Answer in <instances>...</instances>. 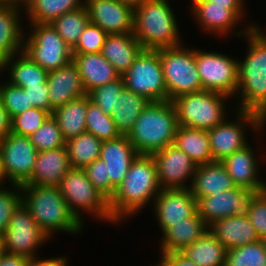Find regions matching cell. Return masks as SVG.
Segmentation results:
<instances>
[{"mask_svg":"<svg viewBox=\"0 0 266 266\" xmlns=\"http://www.w3.org/2000/svg\"><path fill=\"white\" fill-rule=\"evenodd\" d=\"M160 191L154 158L152 155H138L109 201L111 218L119 225L126 217L129 219L147 204L154 202L151 200H154Z\"/></svg>","mask_w":266,"mask_h":266,"instance_id":"obj_1","label":"cell"},{"mask_svg":"<svg viewBox=\"0 0 266 266\" xmlns=\"http://www.w3.org/2000/svg\"><path fill=\"white\" fill-rule=\"evenodd\" d=\"M265 32L257 26L242 37L246 38L248 48L244 60H238V90L235 97L240 103L235 109L258 113L266 120Z\"/></svg>","mask_w":266,"mask_h":266,"instance_id":"obj_2","label":"cell"},{"mask_svg":"<svg viewBox=\"0 0 266 266\" xmlns=\"http://www.w3.org/2000/svg\"><path fill=\"white\" fill-rule=\"evenodd\" d=\"M21 188L23 205L48 237L57 231L73 236L83 231V223L70 211L58 187L21 185Z\"/></svg>","mask_w":266,"mask_h":266,"instance_id":"obj_3","label":"cell"},{"mask_svg":"<svg viewBox=\"0 0 266 266\" xmlns=\"http://www.w3.org/2000/svg\"><path fill=\"white\" fill-rule=\"evenodd\" d=\"M178 127L172 101H150L126 136L139 155H152L174 143Z\"/></svg>","mask_w":266,"mask_h":266,"instance_id":"obj_4","label":"cell"},{"mask_svg":"<svg viewBox=\"0 0 266 266\" xmlns=\"http://www.w3.org/2000/svg\"><path fill=\"white\" fill-rule=\"evenodd\" d=\"M177 22L168 0H145L134 8L132 33L143 49L176 47L182 44Z\"/></svg>","mask_w":266,"mask_h":266,"instance_id":"obj_5","label":"cell"},{"mask_svg":"<svg viewBox=\"0 0 266 266\" xmlns=\"http://www.w3.org/2000/svg\"><path fill=\"white\" fill-rule=\"evenodd\" d=\"M58 188L70 211L83 225L85 221L81 212L84 211L93 218L116 224L111 218L109 201L91 184L84 168L71 167Z\"/></svg>","mask_w":266,"mask_h":266,"instance_id":"obj_6","label":"cell"},{"mask_svg":"<svg viewBox=\"0 0 266 266\" xmlns=\"http://www.w3.org/2000/svg\"><path fill=\"white\" fill-rule=\"evenodd\" d=\"M230 97L202 90L178 96L172 100L179 126L209 130L222 123L227 117L225 101Z\"/></svg>","mask_w":266,"mask_h":266,"instance_id":"obj_7","label":"cell"},{"mask_svg":"<svg viewBox=\"0 0 266 266\" xmlns=\"http://www.w3.org/2000/svg\"><path fill=\"white\" fill-rule=\"evenodd\" d=\"M157 51L160 55L169 101L184 94L203 90L196 67L194 47L190 49L179 45Z\"/></svg>","mask_w":266,"mask_h":266,"instance_id":"obj_8","label":"cell"},{"mask_svg":"<svg viewBox=\"0 0 266 266\" xmlns=\"http://www.w3.org/2000/svg\"><path fill=\"white\" fill-rule=\"evenodd\" d=\"M30 34L24 35L23 52L47 72L72 61V49L50 23H29Z\"/></svg>","mask_w":266,"mask_h":266,"instance_id":"obj_9","label":"cell"},{"mask_svg":"<svg viewBox=\"0 0 266 266\" xmlns=\"http://www.w3.org/2000/svg\"><path fill=\"white\" fill-rule=\"evenodd\" d=\"M235 111H237L236 120L230 121L226 118L213 129L207 130L213 161L221 162L225 157L249 144L246 140L247 126L256 134L264 130L266 120L260 114L244 110Z\"/></svg>","mask_w":266,"mask_h":266,"instance_id":"obj_10","label":"cell"},{"mask_svg":"<svg viewBox=\"0 0 266 266\" xmlns=\"http://www.w3.org/2000/svg\"><path fill=\"white\" fill-rule=\"evenodd\" d=\"M122 78L127 89L146 97L149 101L168 100L160 55L157 50L143 49Z\"/></svg>","mask_w":266,"mask_h":266,"instance_id":"obj_11","label":"cell"},{"mask_svg":"<svg viewBox=\"0 0 266 266\" xmlns=\"http://www.w3.org/2000/svg\"><path fill=\"white\" fill-rule=\"evenodd\" d=\"M237 60L223 53L196 48L195 61L203 90L235 98L238 90Z\"/></svg>","mask_w":266,"mask_h":266,"instance_id":"obj_12","label":"cell"},{"mask_svg":"<svg viewBox=\"0 0 266 266\" xmlns=\"http://www.w3.org/2000/svg\"><path fill=\"white\" fill-rule=\"evenodd\" d=\"M5 251L30 260L39 259L37 250L51 238L38 226L28 209L21 203L10 217L3 234Z\"/></svg>","mask_w":266,"mask_h":266,"instance_id":"obj_13","label":"cell"},{"mask_svg":"<svg viewBox=\"0 0 266 266\" xmlns=\"http://www.w3.org/2000/svg\"><path fill=\"white\" fill-rule=\"evenodd\" d=\"M256 188L235 187L197 200V213L210 226L213 222L232 215H247L255 197Z\"/></svg>","mask_w":266,"mask_h":266,"instance_id":"obj_14","label":"cell"},{"mask_svg":"<svg viewBox=\"0 0 266 266\" xmlns=\"http://www.w3.org/2000/svg\"><path fill=\"white\" fill-rule=\"evenodd\" d=\"M2 167L9 186L23 185L31 176L38 151L28 136L10 132L0 141Z\"/></svg>","mask_w":266,"mask_h":266,"instance_id":"obj_15","label":"cell"},{"mask_svg":"<svg viewBox=\"0 0 266 266\" xmlns=\"http://www.w3.org/2000/svg\"><path fill=\"white\" fill-rule=\"evenodd\" d=\"M152 157L156 163L157 178L161 189L190 188L197 165L186 153L172 144L153 153ZM187 180L191 181L190 185Z\"/></svg>","mask_w":266,"mask_h":266,"instance_id":"obj_16","label":"cell"},{"mask_svg":"<svg viewBox=\"0 0 266 266\" xmlns=\"http://www.w3.org/2000/svg\"><path fill=\"white\" fill-rule=\"evenodd\" d=\"M191 6V13L194 16V20L201 26L200 29L202 31H206L205 33L209 32L210 35L225 36L233 31L231 34H235V37L240 38L250 29L259 26L255 23L254 25L251 23L252 25L248 24L249 26H244L245 29L242 28L241 30L240 28V30L236 32L237 24L239 25L242 19L232 9L227 8L226 5H219L208 0H200L191 3Z\"/></svg>","mask_w":266,"mask_h":266,"instance_id":"obj_17","label":"cell"},{"mask_svg":"<svg viewBox=\"0 0 266 266\" xmlns=\"http://www.w3.org/2000/svg\"><path fill=\"white\" fill-rule=\"evenodd\" d=\"M139 154L126 135L102 142L99 158L106 164V199L113 197L124 180L131 163Z\"/></svg>","mask_w":266,"mask_h":266,"instance_id":"obj_18","label":"cell"},{"mask_svg":"<svg viewBox=\"0 0 266 266\" xmlns=\"http://www.w3.org/2000/svg\"><path fill=\"white\" fill-rule=\"evenodd\" d=\"M152 206L161 232L164 233L174 223L192 217L197 212V200L187 189H161Z\"/></svg>","mask_w":266,"mask_h":266,"instance_id":"obj_19","label":"cell"},{"mask_svg":"<svg viewBox=\"0 0 266 266\" xmlns=\"http://www.w3.org/2000/svg\"><path fill=\"white\" fill-rule=\"evenodd\" d=\"M89 22L108 35L133 32L134 7L120 0H93L85 4Z\"/></svg>","mask_w":266,"mask_h":266,"instance_id":"obj_20","label":"cell"},{"mask_svg":"<svg viewBox=\"0 0 266 266\" xmlns=\"http://www.w3.org/2000/svg\"><path fill=\"white\" fill-rule=\"evenodd\" d=\"M248 144L240 150H237L232 155L225 157L221 163L224 165L226 171L233 179L237 187L242 188H256L260 192L266 190V182L260 178V161L259 157L253 149V146ZM259 171V172H258Z\"/></svg>","mask_w":266,"mask_h":266,"instance_id":"obj_21","label":"cell"},{"mask_svg":"<svg viewBox=\"0 0 266 266\" xmlns=\"http://www.w3.org/2000/svg\"><path fill=\"white\" fill-rule=\"evenodd\" d=\"M47 86L51 115L56 108L86 95L81 76L73 61L48 72Z\"/></svg>","mask_w":266,"mask_h":266,"instance_id":"obj_22","label":"cell"},{"mask_svg":"<svg viewBox=\"0 0 266 266\" xmlns=\"http://www.w3.org/2000/svg\"><path fill=\"white\" fill-rule=\"evenodd\" d=\"M70 168L66 146L40 151L31 176L23 185L58 187Z\"/></svg>","mask_w":266,"mask_h":266,"instance_id":"obj_23","label":"cell"},{"mask_svg":"<svg viewBox=\"0 0 266 266\" xmlns=\"http://www.w3.org/2000/svg\"><path fill=\"white\" fill-rule=\"evenodd\" d=\"M72 61L81 76L86 94L95 87L107 84L120 77L113 65L98 53H72Z\"/></svg>","mask_w":266,"mask_h":266,"instance_id":"obj_24","label":"cell"},{"mask_svg":"<svg viewBox=\"0 0 266 266\" xmlns=\"http://www.w3.org/2000/svg\"><path fill=\"white\" fill-rule=\"evenodd\" d=\"M210 232L227 250L260 240L247 215H232L209 226Z\"/></svg>","mask_w":266,"mask_h":266,"instance_id":"obj_25","label":"cell"},{"mask_svg":"<svg viewBox=\"0 0 266 266\" xmlns=\"http://www.w3.org/2000/svg\"><path fill=\"white\" fill-rule=\"evenodd\" d=\"M233 179L220 161L198 165L193 175L190 191L198 200L215 193L235 188Z\"/></svg>","mask_w":266,"mask_h":266,"instance_id":"obj_26","label":"cell"},{"mask_svg":"<svg viewBox=\"0 0 266 266\" xmlns=\"http://www.w3.org/2000/svg\"><path fill=\"white\" fill-rule=\"evenodd\" d=\"M143 50L133 33L109 34L106 36L101 54L122 76Z\"/></svg>","mask_w":266,"mask_h":266,"instance_id":"obj_27","label":"cell"},{"mask_svg":"<svg viewBox=\"0 0 266 266\" xmlns=\"http://www.w3.org/2000/svg\"><path fill=\"white\" fill-rule=\"evenodd\" d=\"M209 230V226L196 212L192 217L183 219L169 227L161 238V253L181 252L192 245Z\"/></svg>","mask_w":266,"mask_h":266,"instance_id":"obj_28","label":"cell"},{"mask_svg":"<svg viewBox=\"0 0 266 266\" xmlns=\"http://www.w3.org/2000/svg\"><path fill=\"white\" fill-rule=\"evenodd\" d=\"M22 11L23 7L0 6V53L5 58L23 51Z\"/></svg>","mask_w":266,"mask_h":266,"instance_id":"obj_29","label":"cell"},{"mask_svg":"<svg viewBox=\"0 0 266 266\" xmlns=\"http://www.w3.org/2000/svg\"><path fill=\"white\" fill-rule=\"evenodd\" d=\"M5 70L9 72L7 81L21 88L39 86L47 81L48 72L33 62L23 51L6 57Z\"/></svg>","mask_w":266,"mask_h":266,"instance_id":"obj_30","label":"cell"},{"mask_svg":"<svg viewBox=\"0 0 266 266\" xmlns=\"http://www.w3.org/2000/svg\"><path fill=\"white\" fill-rule=\"evenodd\" d=\"M89 100L90 96L86 94L69 101L52 112L66 141L86 132V113Z\"/></svg>","mask_w":266,"mask_h":266,"instance_id":"obj_31","label":"cell"},{"mask_svg":"<svg viewBox=\"0 0 266 266\" xmlns=\"http://www.w3.org/2000/svg\"><path fill=\"white\" fill-rule=\"evenodd\" d=\"M173 145L186 153L197 166L214 162L207 130L179 126Z\"/></svg>","mask_w":266,"mask_h":266,"instance_id":"obj_32","label":"cell"},{"mask_svg":"<svg viewBox=\"0 0 266 266\" xmlns=\"http://www.w3.org/2000/svg\"><path fill=\"white\" fill-rule=\"evenodd\" d=\"M226 247L208 230L181 253L198 266H225Z\"/></svg>","mask_w":266,"mask_h":266,"instance_id":"obj_33","label":"cell"},{"mask_svg":"<svg viewBox=\"0 0 266 266\" xmlns=\"http://www.w3.org/2000/svg\"><path fill=\"white\" fill-rule=\"evenodd\" d=\"M149 102L146 97L135 94L126 87L123 88L111 115L121 135H127L134 127L137 118Z\"/></svg>","mask_w":266,"mask_h":266,"instance_id":"obj_34","label":"cell"},{"mask_svg":"<svg viewBox=\"0 0 266 266\" xmlns=\"http://www.w3.org/2000/svg\"><path fill=\"white\" fill-rule=\"evenodd\" d=\"M83 6V0H25L23 12L29 23H51L64 13Z\"/></svg>","mask_w":266,"mask_h":266,"instance_id":"obj_35","label":"cell"},{"mask_svg":"<svg viewBox=\"0 0 266 266\" xmlns=\"http://www.w3.org/2000/svg\"><path fill=\"white\" fill-rule=\"evenodd\" d=\"M101 140L90 133H83L66 141V149L72 168H85L98 159L102 146Z\"/></svg>","mask_w":266,"mask_h":266,"instance_id":"obj_36","label":"cell"},{"mask_svg":"<svg viewBox=\"0 0 266 266\" xmlns=\"http://www.w3.org/2000/svg\"><path fill=\"white\" fill-rule=\"evenodd\" d=\"M88 22V10L86 6H83L80 9L64 13L50 24L64 42L73 49Z\"/></svg>","mask_w":266,"mask_h":266,"instance_id":"obj_37","label":"cell"},{"mask_svg":"<svg viewBox=\"0 0 266 266\" xmlns=\"http://www.w3.org/2000/svg\"><path fill=\"white\" fill-rule=\"evenodd\" d=\"M86 132L93 134L101 141L118 138L117 130L111 115H107L91 100L87 103Z\"/></svg>","mask_w":266,"mask_h":266,"instance_id":"obj_38","label":"cell"},{"mask_svg":"<svg viewBox=\"0 0 266 266\" xmlns=\"http://www.w3.org/2000/svg\"><path fill=\"white\" fill-rule=\"evenodd\" d=\"M225 266H266V250L259 240L227 251Z\"/></svg>","mask_w":266,"mask_h":266,"instance_id":"obj_39","label":"cell"},{"mask_svg":"<svg viewBox=\"0 0 266 266\" xmlns=\"http://www.w3.org/2000/svg\"><path fill=\"white\" fill-rule=\"evenodd\" d=\"M29 138L38 152L61 148L66 145V140L52 115Z\"/></svg>","mask_w":266,"mask_h":266,"instance_id":"obj_40","label":"cell"},{"mask_svg":"<svg viewBox=\"0 0 266 266\" xmlns=\"http://www.w3.org/2000/svg\"><path fill=\"white\" fill-rule=\"evenodd\" d=\"M0 83L2 82L0 81ZM0 99L7 110L10 119L33 108V105L29 104V98L26 91L21 87L12 85L8 81L0 84Z\"/></svg>","mask_w":266,"mask_h":266,"instance_id":"obj_41","label":"cell"},{"mask_svg":"<svg viewBox=\"0 0 266 266\" xmlns=\"http://www.w3.org/2000/svg\"><path fill=\"white\" fill-rule=\"evenodd\" d=\"M125 87L124 80L120 76L117 80L95 87L88 95L90 100L101 108L105 114L112 115L116 107L117 97Z\"/></svg>","mask_w":266,"mask_h":266,"instance_id":"obj_42","label":"cell"},{"mask_svg":"<svg viewBox=\"0 0 266 266\" xmlns=\"http://www.w3.org/2000/svg\"><path fill=\"white\" fill-rule=\"evenodd\" d=\"M51 114L40 108H31L11 119V132L30 136Z\"/></svg>","mask_w":266,"mask_h":266,"instance_id":"obj_43","label":"cell"},{"mask_svg":"<svg viewBox=\"0 0 266 266\" xmlns=\"http://www.w3.org/2000/svg\"><path fill=\"white\" fill-rule=\"evenodd\" d=\"M12 190L0 186V234H4L9 225L10 217L22 203V188L12 184Z\"/></svg>","mask_w":266,"mask_h":266,"instance_id":"obj_44","label":"cell"},{"mask_svg":"<svg viewBox=\"0 0 266 266\" xmlns=\"http://www.w3.org/2000/svg\"><path fill=\"white\" fill-rule=\"evenodd\" d=\"M108 34L99 26L88 22L80 35L72 53H98L101 52L105 38Z\"/></svg>","mask_w":266,"mask_h":266,"instance_id":"obj_45","label":"cell"},{"mask_svg":"<svg viewBox=\"0 0 266 266\" xmlns=\"http://www.w3.org/2000/svg\"><path fill=\"white\" fill-rule=\"evenodd\" d=\"M256 229L259 238L266 235V190L260 192L254 199L250 212L247 214Z\"/></svg>","mask_w":266,"mask_h":266,"instance_id":"obj_46","label":"cell"},{"mask_svg":"<svg viewBox=\"0 0 266 266\" xmlns=\"http://www.w3.org/2000/svg\"><path fill=\"white\" fill-rule=\"evenodd\" d=\"M88 180L106 198V164L100 158L84 168Z\"/></svg>","mask_w":266,"mask_h":266,"instance_id":"obj_47","label":"cell"},{"mask_svg":"<svg viewBox=\"0 0 266 266\" xmlns=\"http://www.w3.org/2000/svg\"><path fill=\"white\" fill-rule=\"evenodd\" d=\"M29 98V104L34 108H40L50 113L49 88L47 81L39 86H28L23 88Z\"/></svg>","mask_w":266,"mask_h":266,"instance_id":"obj_48","label":"cell"},{"mask_svg":"<svg viewBox=\"0 0 266 266\" xmlns=\"http://www.w3.org/2000/svg\"><path fill=\"white\" fill-rule=\"evenodd\" d=\"M158 266H198L181 252L161 253Z\"/></svg>","mask_w":266,"mask_h":266,"instance_id":"obj_49","label":"cell"},{"mask_svg":"<svg viewBox=\"0 0 266 266\" xmlns=\"http://www.w3.org/2000/svg\"><path fill=\"white\" fill-rule=\"evenodd\" d=\"M29 261V258L22 255L10 254L7 252L0 255V266H26Z\"/></svg>","mask_w":266,"mask_h":266,"instance_id":"obj_50","label":"cell"},{"mask_svg":"<svg viewBox=\"0 0 266 266\" xmlns=\"http://www.w3.org/2000/svg\"><path fill=\"white\" fill-rule=\"evenodd\" d=\"M11 132V119L0 99V141Z\"/></svg>","mask_w":266,"mask_h":266,"instance_id":"obj_51","label":"cell"},{"mask_svg":"<svg viewBox=\"0 0 266 266\" xmlns=\"http://www.w3.org/2000/svg\"><path fill=\"white\" fill-rule=\"evenodd\" d=\"M26 266H69L67 259L63 256L55 258L30 260Z\"/></svg>","mask_w":266,"mask_h":266,"instance_id":"obj_52","label":"cell"},{"mask_svg":"<svg viewBox=\"0 0 266 266\" xmlns=\"http://www.w3.org/2000/svg\"><path fill=\"white\" fill-rule=\"evenodd\" d=\"M219 5H226L227 8L232 9L241 19L246 15V7L243 0H208ZM245 8V9H244Z\"/></svg>","mask_w":266,"mask_h":266,"instance_id":"obj_53","label":"cell"},{"mask_svg":"<svg viewBox=\"0 0 266 266\" xmlns=\"http://www.w3.org/2000/svg\"><path fill=\"white\" fill-rule=\"evenodd\" d=\"M25 0H0V6L23 7Z\"/></svg>","mask_w":266,"mask_h":266,"instance_id":"obj_54","label":"cell"},{"mask_svg":"<svg viewBox=\"0 0 266 266\" xmlns=\"http://www.w3.org/2000/svg\"><path fill=\"white\" fill-rule=\"evenodd\" d=\"M6 183L5 180V175L2 167V155H1V150H0V186H5L4 184Z\"/></svg>","mask_w":266,"mask_h":266,"instance_id":"obj_55","label":"cell"},{"mask_svg":"<svg viewBox=\"0 0 266 266\" xmlns=\"http://www.w3.org/2000/svg\"><path fill=\"white\" fill-rule=\"evenodd\" d=\"M125 4H129L131 7H137L142 4L145 0H120Z\"/></svg>","mask_w":266,"mask_h":266,"instance_id":"obj_56","label":"cell"},{"mask_svg":"<svg viewBox=\"0 0 266 266\" xmlns=\"http://www.w3.org/2000/svg\"><path fill=\"white\" fill-rule=\"evenodd\" d=\"M5 252L4 237L2 234H0V255L4 254Z\"/></svg>","mask_w":266,"mask_h":266,"instance_id":"obj_57","label":"cell"},{"mask_svg":"<svg viewBox=\"0 0 266 266\" xmlns=\"http://www.w3.org/2000/svg\"><path fill=\"white\" fill-rule=\"evenodd\" d=\"M5 57L0 53V73H3L5 66Z\"/></svg>","mask_w":266,"mask_h":266,"instance_id":"obj_58","label":"cell"},{"mask_svg":"<svg viewBox=\"0 0 266 266\" xmlns=\"http://www.w3.org/2000/svg\"><path fill=\"white\" fill-rule=\"evenodd\" d=\"M260 241L262 242L263 247H264V249L266 250V235L263 236L262 238H260Z\"/></svg>","mask_w":266,"mask_h":266,"instance_id":"obj_59","label":"cell"},{"mask_svg":"<svg viewBox=\"0 0 266 266\" xmlns=\"http://www.w3.org/2000/svg\"><path fill=\"white\" fill-rule=\"evenodd\" d=\"M84 4H86L88 1H93V0H83Z\"/></svg>","mask_w":266,"mask_h":266,"instance_id":"obj_60","label":"cell"}]
</instances>
